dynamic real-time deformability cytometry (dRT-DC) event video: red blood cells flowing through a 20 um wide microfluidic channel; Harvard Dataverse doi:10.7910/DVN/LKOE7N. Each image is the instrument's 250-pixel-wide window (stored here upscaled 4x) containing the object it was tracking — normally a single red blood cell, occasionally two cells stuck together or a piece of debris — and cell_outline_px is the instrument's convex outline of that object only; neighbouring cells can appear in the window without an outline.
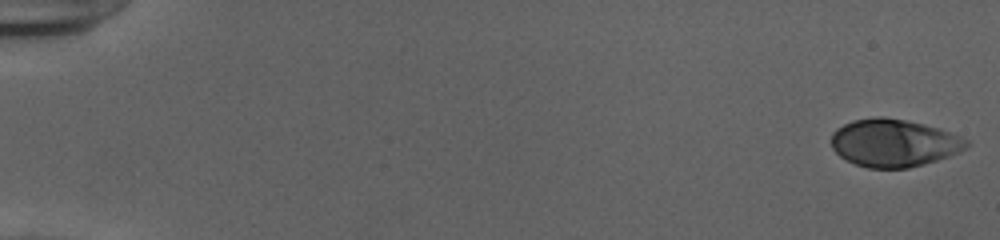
{"species": "human", "species_latin": "Homo sapiens", "temperature_condition": "cold", "stored_images_in_passage": 53, "camera_frame_rate_fps": 3000, "um_per_image_px": 0.085, "donor": {"sex": "female"}, "frame": {"image": 1, "passage_image": 1, "time_ms": 0.0, "image_size_px": [1000, 240], "cell_outline_px": [[968, 148], [960, 152], [924, 164], [908, 168], [868, 168], [856, 164], [840, 156], [832, 148], [832, 132], [836, 128], [852, 120], [872, 116], [884, 116], [924, 124], [940, 128], [960, 136], [968, 140]], "centroid_in_image_um": [75.98, 12.14], "position_along_channel_um": 9.0, "area_um2": 37.69}}
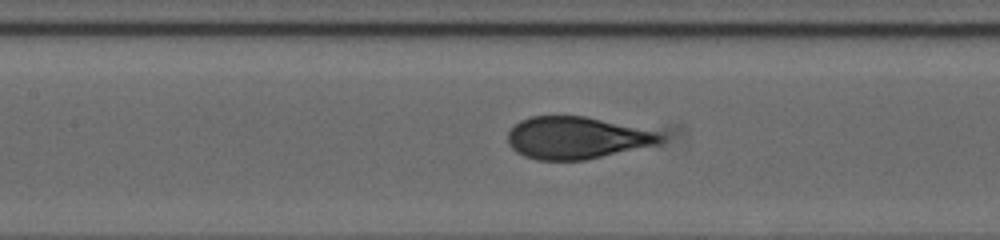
{"frame": {"image": 2, "passage_image": 26, "time_ms": 8.333, "image_size_px": [1000, 240], "cell_outline_px": [[664, 140], [656, 144], [584, 160], [536, 160], [524, 156], [516, 152], [508, 144], [508, 132], [520, 120], [532, 116], [584, 116], [656, 132], [664, 136]], "centroid_in_image_um": [48.94, 11.72], "position_along_channel_um": 158.5, "area_um2": 36.93}}
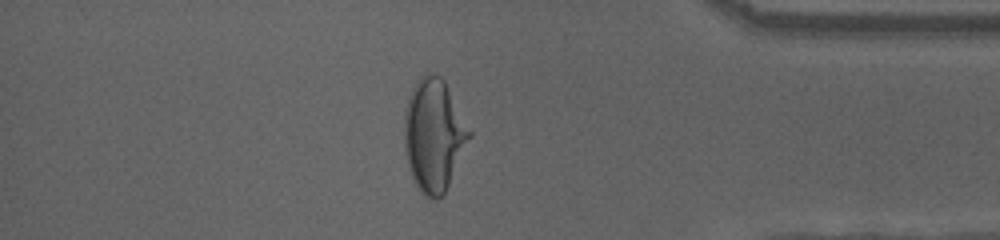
{"frame": {"image": 3, "passage_image": 46, "time_ms": 15.0, "image_size_px": [1000, 240], "cell_outline_px": [[472, 136], [444, 192], [436, 200], [424, 196], [420, 192], [412, 180], [408, 168], [404, 152], [404, 108], [408, 96], [416, 80], [424, 72], [428, 72], [440, 76], [444, 80], [472, 132]], "centroid_in_image_um": [36.84, 11.46], "position_along_channel_um": 398.4, "area_um2": 43.06}, "authors_computed_cell_mechanics": {"area_um2": 37.9168, "velocity_mm_per_s": 3.9386, "shape_relaxation_time_tau1_ms": 5.9398, "shape_relaxation_time_tau2_ms": null, "deformation_change_tau1": 0.2324, "deformation_change_tau2": null}}